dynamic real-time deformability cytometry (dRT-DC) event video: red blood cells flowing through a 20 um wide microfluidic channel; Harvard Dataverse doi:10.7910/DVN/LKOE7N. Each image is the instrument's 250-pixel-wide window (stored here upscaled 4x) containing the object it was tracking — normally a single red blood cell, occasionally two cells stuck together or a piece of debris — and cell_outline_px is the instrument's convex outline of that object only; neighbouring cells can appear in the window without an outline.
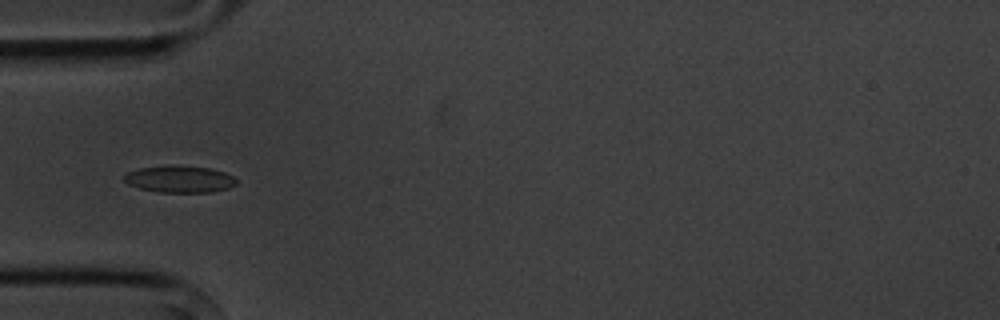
{"species": "common noctule bat (a hibernating species)", "species_latin": "Nyctalus noctula", "temperature_condition": "cold", "stored_images_in_passage": 7, "camera_frame_rate_fps": 3000, "um_per_image_px": 0.085, "animal": {"sex": "male", "body_mass_g": 20.1, "forearm_length_mm": 53.5}, "frame": {"image": 1, "passage_image": 5, "time_ms": 5.333, "image_size_px": [1000, 320], "cell_outline_px": [[236, 184], [228, 188], [212, 192], [160, 192], [140, 188], [128, 184], [124, 180], [124, 176], [128, 172], [140, 168], [172, 164], [208, 168], [224, 172], [232, 176], [236, 180]], "centroid_in_image_um": [15.26, 15.22], "position_along_channel_um": 69.7, "area_um2": 17.51}}
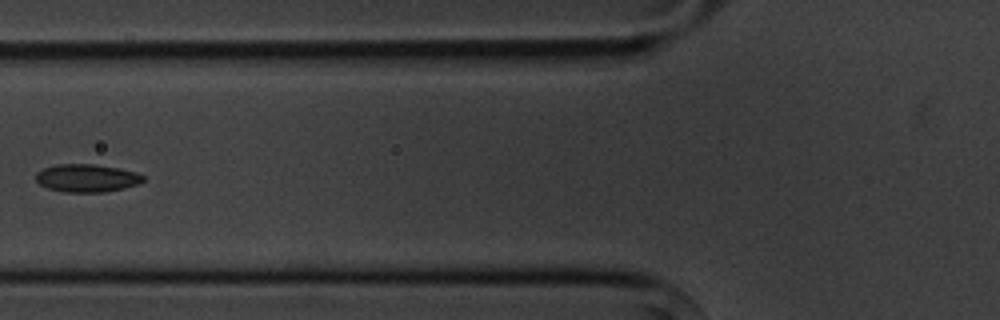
{"frame": {"image": 2, "passage_image": 6, "time_ms": 6.667, "image_size_px": [1000, 320], "cell_outline_px": [[144, 180], [136, 184], [124, 188], [104, 192], [64, 192], [48, 188], [40, 184], [36, 180], [36, 172], [44, 168], [56, 164], [92, 164], [116, 168], [136, 172], [144, 176]], "centroid_in_image_um": [7.35, 15.14], "position_along_channel_um": 118.5, "area_um2": 17.28}}
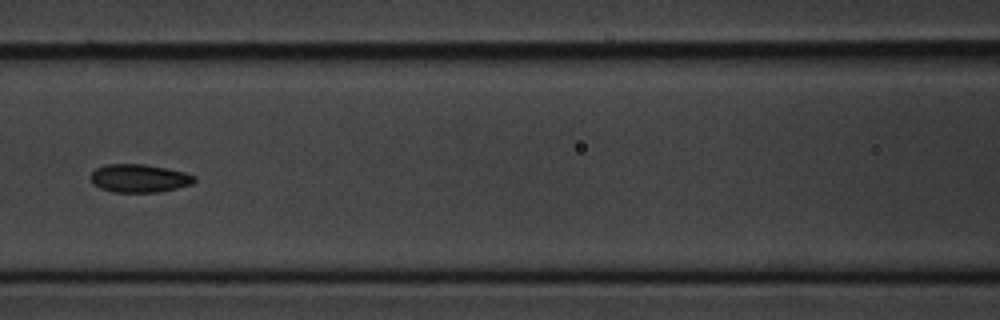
{"frame": {"image": 3, "passage_image": 7, "time_ms": 7.667, "image_size_px": [1000, 320], "cell_outline_px": [[196, 180], [192, 184], [160, 192], [112, 192], [100, 188], [92, 184], [88, 176], [96, 168], [104, 164], [144, 164], [168, 168], [184, 172], [196, 176]], "centroid_in_image_um": [11.8, 15.15], "position_along_channel_um": 154.8, "area_um2": 17.28}}